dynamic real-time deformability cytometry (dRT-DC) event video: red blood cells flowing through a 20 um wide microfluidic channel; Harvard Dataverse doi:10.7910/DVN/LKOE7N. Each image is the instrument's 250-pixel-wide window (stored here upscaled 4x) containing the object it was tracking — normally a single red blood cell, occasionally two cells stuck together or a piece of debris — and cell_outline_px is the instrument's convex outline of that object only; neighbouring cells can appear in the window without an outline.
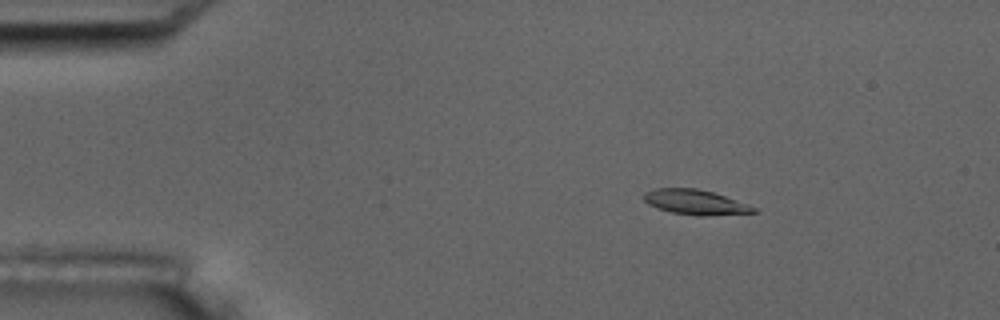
{"species": "common noctule bat (a hibernating species)", "species_latin": "Nyctalus noctula", "temperature_condition": "room temperature", "stored_images_in_passage": 5, "camera_frame_rate_fps": 3000, "um_per_image_px": 0.085, "animal": {"sex": "male", "body_mass_g": 17.5, "forearm_length_mm": 52.3}, "frame": {"image": 1, "passage_image": 3, "time_ms": 2.333, "image_size_px": [1000, 320], "cell_outline_px": [[760, 208], [756, 212], [708, 216], [700, 216], [672, 212], [648, 204], [644, 200], [644, 192], [656, 188], [696, 188], [712, 192]], "centroid_in_image_um": [59.14, 17.18], "position_along_channel_um": 25.9, "area_um2": 15.84}}